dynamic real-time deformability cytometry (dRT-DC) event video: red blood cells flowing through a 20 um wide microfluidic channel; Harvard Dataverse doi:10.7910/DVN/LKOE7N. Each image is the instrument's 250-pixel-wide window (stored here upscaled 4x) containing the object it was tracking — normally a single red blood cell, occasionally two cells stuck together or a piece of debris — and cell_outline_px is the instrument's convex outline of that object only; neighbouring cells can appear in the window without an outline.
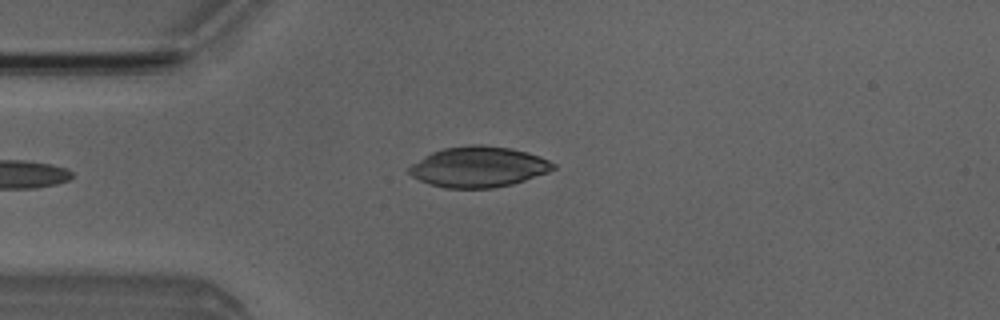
{"species": "Egyptian fruit bat (a non-hibernating species)", "species_latin": "Rousettus aegyptiacus", "temperature_condition": "room temperature", "stored_images_in_passage": 4, "camera_frame_rate_fps": 3000, "um_per_image_px": 0.085, "animal": {"sex": "male"}, "frame": {"image": 1, "passage_image": 4, "time_ms": 3.667, "image_size_px": [1000, 320], "cell_outline_px": [[556, 168], [548, 172], [512, 184], [492, 188], [444, 188], [428, 184], [412, 176], [408, 172], [408, 168], [412, 164], [424, 156], [432, 152], [444, 148], [472, 144], [480, 144], [512, 148], [528, 152], [540, 156], [556, 164]], "centroid_in_image_um": [40.68, 14.18], "position_along_channel_um": 44.3, "area_um2": 34.16}}